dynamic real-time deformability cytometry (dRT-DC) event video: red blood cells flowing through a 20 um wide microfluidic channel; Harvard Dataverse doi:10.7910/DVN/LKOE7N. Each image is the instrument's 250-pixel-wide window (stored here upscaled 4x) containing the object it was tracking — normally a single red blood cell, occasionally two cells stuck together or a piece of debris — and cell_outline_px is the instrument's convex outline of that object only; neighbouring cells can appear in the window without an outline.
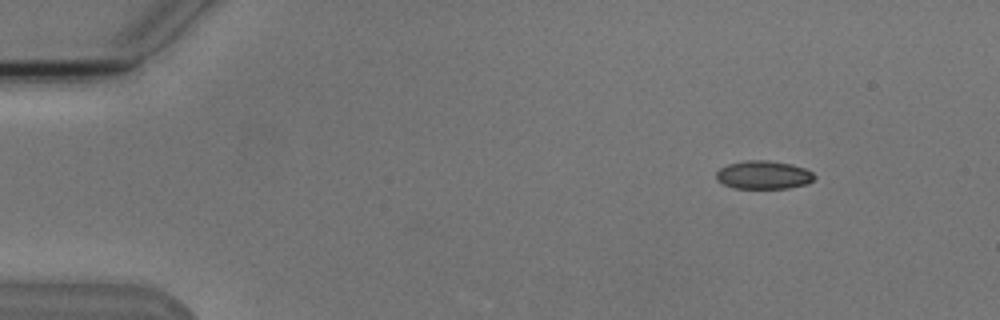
{"species": "Egyptian fruit bat (a non-hibernating species)", "species_latin": "Rousettus aegyptiacus", "temperature_condition": "cold", "stored_images_in_passage": 5, "camera_frame_rate_fps": 3000, "um_per_image_px": 0.085, "animal": {"sex": "male"}, "frame": {"image": 1, "passage_image": 2, "time_ms": 2.0, "image_size_px": [1000, 320], "cell_outline_px": [[816, 176], [808, 184], [788, 188], [732, 188], [716, 180], [716, 172], [720, 168], [728, 164], [744, 160], [768, 160], [792, 164], [804, 168], [812, 172]], "centroid_in_image_um": [64.89, 14.86], "position_along_channel_um": 20.1, "area_um2": 16.3}}
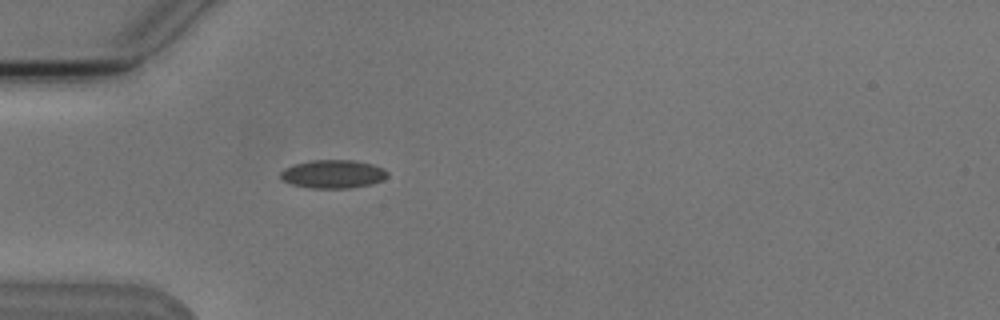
{"frame": {"image": 2, "passage_image": 5, "time_ms": 5.333, "image_size_px": [1000, 320], "cell_outline_px": [[388, 176], [384, 180], [372, 184], [348, 188], [312, 188], [292, 184], [280, 180], [280, 172], [284, 168], [292, 164], [312, 160], [356, 160], [372, 164], [384, 168], [388, 172]], "centroid_in_image_um": [28.31, 14.79], "position_along_channel_um": 56.7, "area_um2": 17.92}}